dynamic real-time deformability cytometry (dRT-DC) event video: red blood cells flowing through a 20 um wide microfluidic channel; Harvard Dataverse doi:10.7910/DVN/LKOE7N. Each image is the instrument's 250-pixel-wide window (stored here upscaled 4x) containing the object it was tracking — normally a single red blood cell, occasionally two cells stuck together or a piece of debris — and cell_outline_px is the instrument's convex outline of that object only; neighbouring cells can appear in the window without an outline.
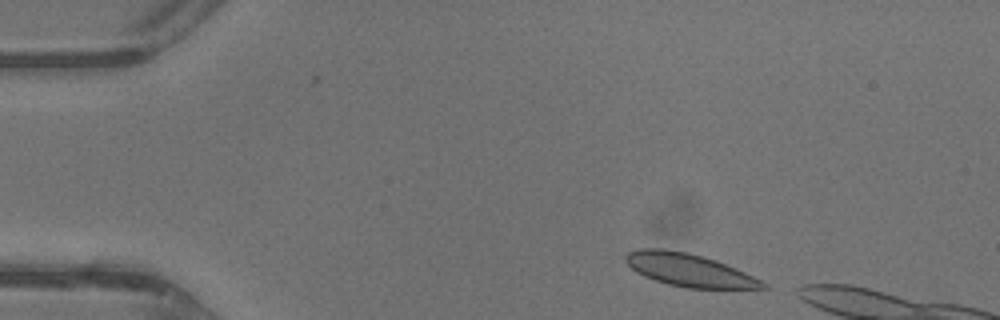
{"species": "common noctule bat (a hibernating species)", "species_latin": "Nyctalus noctula", "temperature_condition": "warm", "stored_images_in_passage": 9, "camera_frame_rate_fps": 3000, "um_per_image_px": 0.085, "animal": {"sex": "male", "body_mass_g": 13.3}, "frame": {"image": 1, "passage_image": 2, "time_ms": 0.333, "image_size_px": [1000, 320], "cell_outline_px": [[768, 288], [684, 288], [668, 284], [644, 276], [636, 272], [624, 260], [624, 256], [628, 252], [640, 248], [664, 248], [688, 252], [704, 256], [716, 260], [736, 268], [768, 284]], "centroid_in_image_um": [58.54, 22.94], "position_along_channel_um": 26.5, "area_um2": 26.24}}